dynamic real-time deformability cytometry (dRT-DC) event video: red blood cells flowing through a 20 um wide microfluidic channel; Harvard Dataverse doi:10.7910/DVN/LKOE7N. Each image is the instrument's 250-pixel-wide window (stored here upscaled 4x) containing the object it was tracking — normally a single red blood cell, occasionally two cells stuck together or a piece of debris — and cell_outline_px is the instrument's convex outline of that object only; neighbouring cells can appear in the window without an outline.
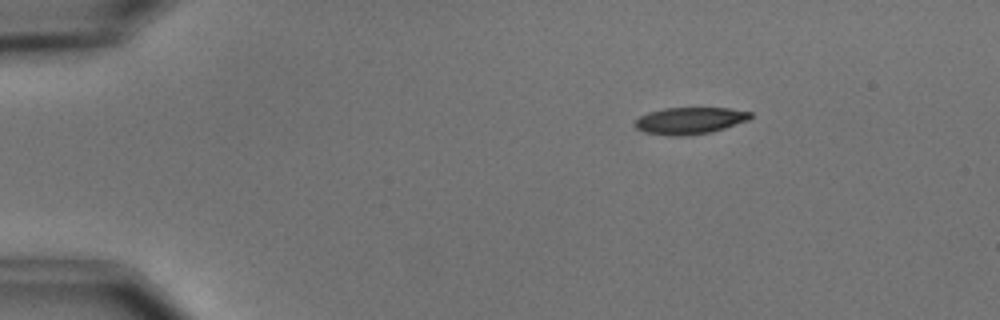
{"species": "common noctule bat (a hibernating species)", "species_latin": "Nyctalus noctula", "temperature_condition": "cold", "stored_images_in_passage": 5, "camera_frame_rate_fps": 3000, "um_per_image_px": 0.085, "animal": {"sex": "male", "body_mass_g": 15.6}, "frame": {"image": 1, "passage_image": 2, "time_ms": 1.333, "image_size_px": [1000, 320], "cell_outline_px": [[752, 116], [748, 120], [712, 132], [684, 136], [672, 136], [644, 132], [636, 128], [636, 120], [640, 116], [648, 112], [664, 108], [728, 108], [752, 112]], "centroid_in_image_um": [58.64, 10.25], "position_along_channel_um": 26.4, "area_um2": 17.98}}
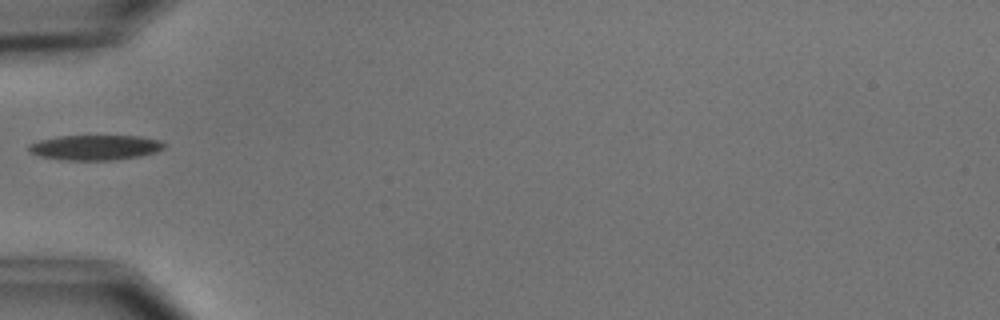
{"frame": {"image": 2, "passage_image": 5, "time_ms": 4.667, "image_size_px": [1000, 320], "cell_outline_px": [[168, 144], [164, 148], [156, 152], [140, 156], [112, 160], [68, 160], [40, 156], [28, 152], [28, 144], [40, 140], [60, 136], [140, 136], [160, 140]], "centroid_in_image_um": [8.12, 12.53], "position_along_channel_um": 76.9, "area_um2": 19.83}}